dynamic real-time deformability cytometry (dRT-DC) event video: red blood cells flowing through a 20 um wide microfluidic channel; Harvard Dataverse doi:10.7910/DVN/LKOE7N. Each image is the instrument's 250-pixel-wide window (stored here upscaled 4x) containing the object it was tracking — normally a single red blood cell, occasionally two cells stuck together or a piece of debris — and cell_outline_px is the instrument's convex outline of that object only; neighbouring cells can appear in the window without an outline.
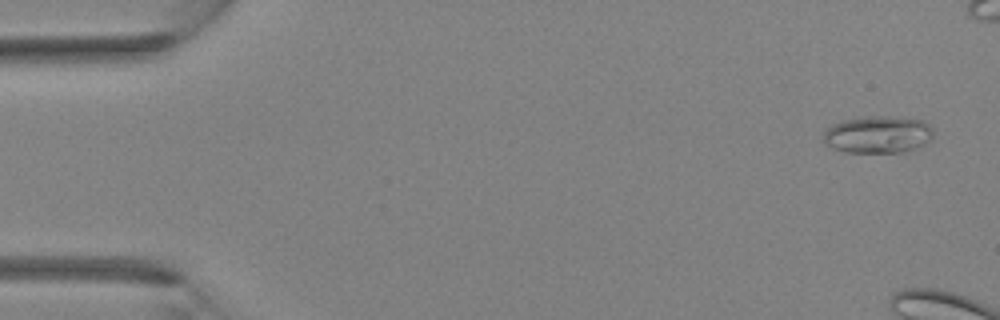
{"species": "Egyptian fruit bat (a non-hibernating species)", "species_latin": "Rousettus aegyptiacus", "temperature_condition": "room temperature", "stored_images_in_passage": 6, "camera_frame_rate_fps": 3000, "um_per_image_px": 0.085, "animal": {"sex": "female"}, "frame": {"image": 1, "passage_image": 1, "time_ms": 0.0, "image_size_px": [1000, 320], "cell_outline_px": [[932, 140], [916, 148], [904, 152], [844, 152], [832, 148], [824, 144], [824, 132], [832, 124], [844, 120], [868, 116], [888, 116], [924, 120], [932, 128]], "centroid_in_image_um": [74.63, 11.44], "position_along_channel_um": 10.4, "area_um2": 23.93}}